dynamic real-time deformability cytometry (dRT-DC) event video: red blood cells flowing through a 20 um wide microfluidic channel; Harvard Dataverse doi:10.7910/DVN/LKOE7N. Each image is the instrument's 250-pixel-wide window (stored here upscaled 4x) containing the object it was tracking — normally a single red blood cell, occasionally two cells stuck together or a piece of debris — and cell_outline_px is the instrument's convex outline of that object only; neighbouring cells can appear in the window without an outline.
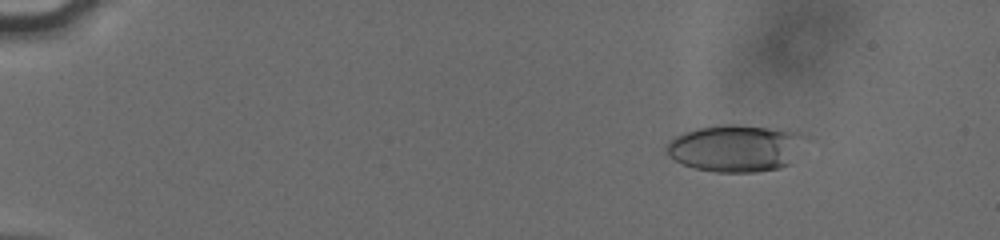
{"species": "human", "species_latin": "Homo sapiens", "temperature_condition": "cold", "stored_images_in_passage": 55, "camera_frame_rate_fps": 3000, "um_per_image_px": 0.085, "donor": {"sex": "male"}, "frame": {"image": 1, "passage_image": 8, "time_ms": 2.333, "image_size_px": [1000, 240], "cell_outline_px": [[812, 140], [788, 164], [780, 168], [756, 172], [716, 172], [696, 168], [684, 164], [668, 156], [664, 152], [664, 148], [668, 140], [684, 132], [696, 128], [720, 124], [736, 124], [800, 132], [808, 136]], "centroid_in_image_um": [62.58, 12.58], "position_along_channel_um": 22.4, "area_um2": 38.78}}
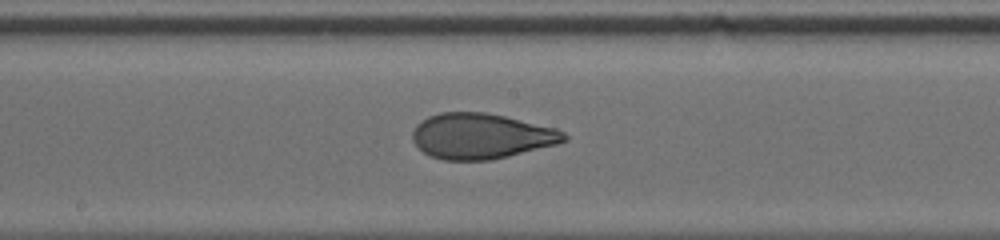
{"frame": {"image": 2, "passage_image": 32, "time_ms": 10.333, "image_size_px": [1000, 240], "cell_outline_px": [[568, 140], [556, 144], [508, 156], [488, 160], [444, 160], [428, 156], [412, 140], [412, 132], [416, 124], [428, 116], [440, 112], [484, 112], [504, 116], [556, 128], [564, 132], [568, 136]], "centroid_in_image_um": [40.87, 11.56], "position_along_channel_um": 207.3, "area_um2": 40.11}}
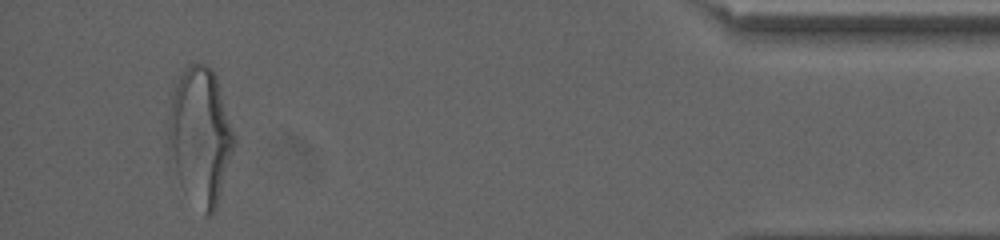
{"frame": {"image": 3, "passage_image": 53, "time_ms": 17.333, "image_size_px": [1000, 240], "cell_outline_px": [[236, 140], [216, 208], [212, 216], [204, 216], [168, 156], [168, 124], [172, 88], [188, 64], [208, 64], [212, 68], [216, 76]], "centroid_in_image_um": [17.02, 11.48], "position_along_channel_um": 418.2, "area_um2": 51.44}}